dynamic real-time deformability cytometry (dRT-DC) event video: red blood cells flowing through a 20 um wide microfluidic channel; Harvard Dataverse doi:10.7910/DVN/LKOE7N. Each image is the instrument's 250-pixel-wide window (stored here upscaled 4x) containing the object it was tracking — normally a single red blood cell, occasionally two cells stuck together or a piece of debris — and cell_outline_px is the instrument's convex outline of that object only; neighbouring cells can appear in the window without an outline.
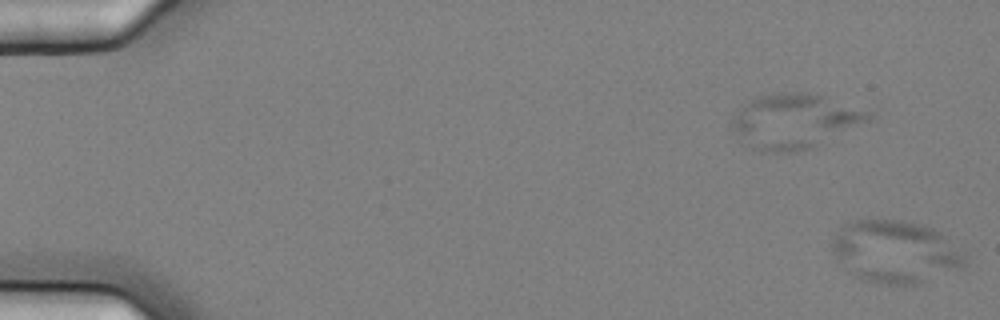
{"species": "common noctule bat (a hibernating species)", "species_latin": "Nyctalus noctula", "temperature_condition": "cold", "stored_images_in_passage": 3, "camera_frame_rate_fps": 3000, "um_per_image_px": 0.085, "animal": {"sex": "female", "body_mass_g": 25.1}, "frame": {"image": 1, "passage_image": 3, "time_ms": 0.667, "image_size_px": [1000, 320], "cell_outline_px": [[968, 256], [964, 264], [960, 268], [920, 284], [880, 284], [860, 280], [852, 276], [836, 256], [832, 248], [832, 236], [840, 228], [856, 220], [900, 220], [932, 228], [948, 236]], "centroid_in_image_um": [76.13, 21.41], "position_along_channel_um": 8.9, "area_um2": 48.49}}